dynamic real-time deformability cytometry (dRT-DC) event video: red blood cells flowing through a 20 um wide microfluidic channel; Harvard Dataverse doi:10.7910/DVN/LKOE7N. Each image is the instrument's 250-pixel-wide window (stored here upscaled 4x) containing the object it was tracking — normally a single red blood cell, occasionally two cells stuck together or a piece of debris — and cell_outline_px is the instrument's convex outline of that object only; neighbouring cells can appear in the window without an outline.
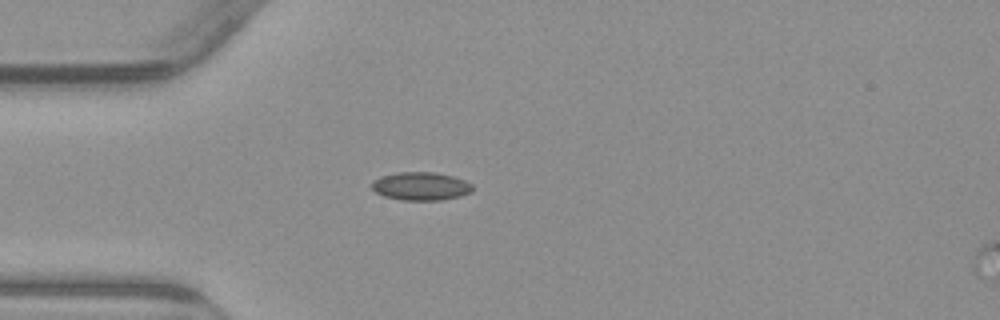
{"species": "common noctule bat (a hibernating species)", "species_latin": "Nyctalus noctula", "temperature_condition": "warm", "stored_images_in_passage": 40, "camera_frame_rate_fps": 3000, "um_per_image_px": 0.085, "animal": {"sex": "male", "body_mass_g": 23.1, "forearm_length_mm": 52.7}, "frame": {"image": 1, "passage_image": 1, "time_ms": 0.0, "image_size_px": [1000, 320], "cell_outline_px": [[472, 192], [460, 196], [440, 200], [400, 200], [384, 196], [376, 192], [372, 188], [372, 180], [380, 176], [400, 172], [436, 172], [452, 176], [464, 180], [472, 184]], "centroid_in_image_um": [35.76, 15.82], "position_along_channel_um": 49.2, "area_um2": 16.59}}
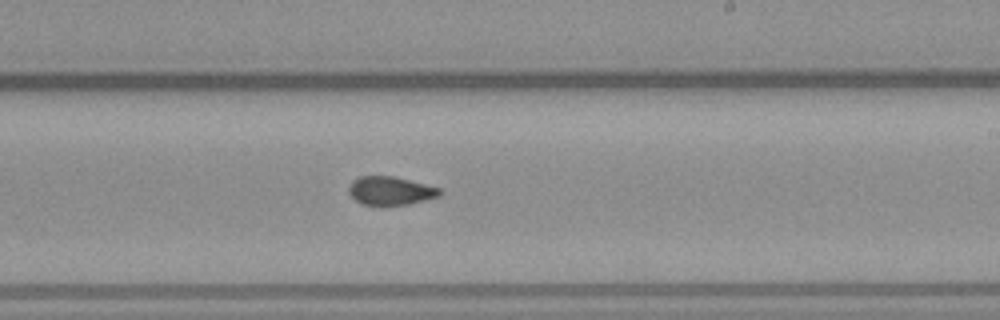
{"frame": {"image": 2, "passage_image": 18, "time_ms": 5.667, "image_size_px": [1000, 320], "cell_outline_px": [[444, 192], [440, 196], [408, 204], [360, 204], [348, 192], [348, 188], [352, 180], [360, 176], [392, 176], [440, 188]], "centroid_in_image_um": [33.19, 16.2], "position_along_channel_um": 255.8, "area_um2": 14.85}}
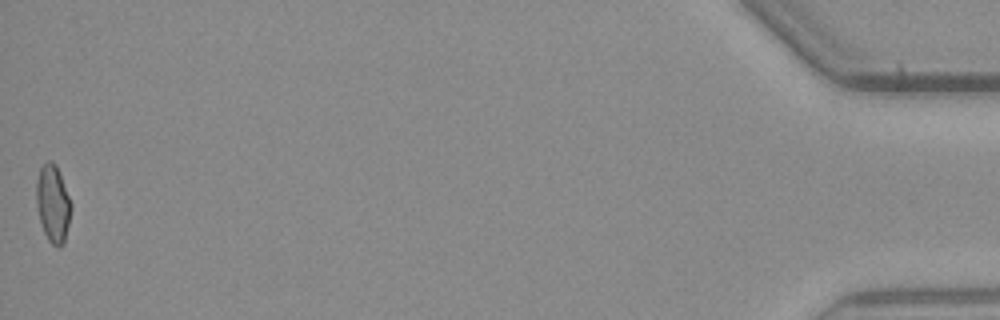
{"frame": {"image": 3, "passage_image": 40, "time_ms": 13.0, "image_size_px": [1000, 320], "cell_outline_px": [[72, 208], [64, 244], [60, 248], [52, 244], [48, 240], [44, 232], [40, 220], [36, 204], [36, 180], [40, 168], [48, 160], [52, 160], [56, 164], [72, 204]], "centroid_in_image_um": [4.5, 17.31], "position_along_channel_um": 430.7, "area_um2": 15.78}, "authors_computed_cell_mechanics": {"area_um2": 15.6927, "velocity_mm_per_s": 3.8347, "shape_relaxation_time_tau1_ms": null, "shape_relaxation_time_tau2_ms": 1.9636, "deformation_change_tau1": null, "deformation_change_tau2": 0.0591}}